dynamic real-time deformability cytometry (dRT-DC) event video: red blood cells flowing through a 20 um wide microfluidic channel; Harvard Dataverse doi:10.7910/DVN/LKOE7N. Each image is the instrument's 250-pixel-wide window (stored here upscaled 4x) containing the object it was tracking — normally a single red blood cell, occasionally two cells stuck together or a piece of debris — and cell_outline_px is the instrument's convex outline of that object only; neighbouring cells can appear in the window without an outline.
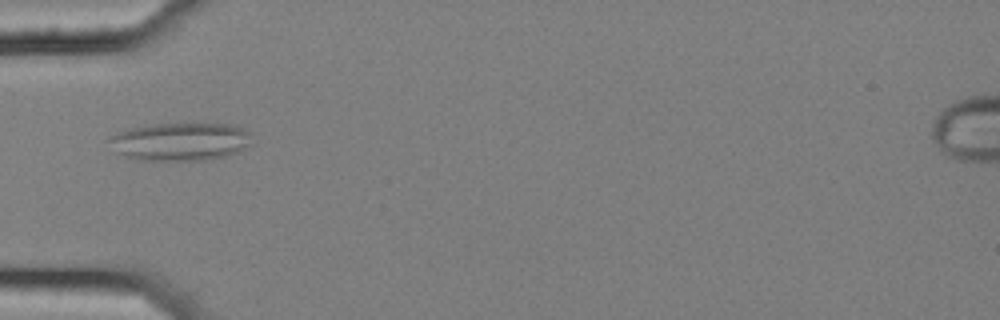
{"species": "common noctule bat (a hibernating species)", "species_latin": "Nyctalus noctula", "temperature_condition": "cold", "stored_images_in_passage": 7, "camera_frame_rate_fps": 3000, "um_per_image_px": 0.085, "animal": {"sex": "female", "body_mass_g": 25.1}, "frame": {"image": 1, "passage_image": 5, "time_ms": 1.333, "image_size_px": [1000, 320], "cell_outline_px": [[252, 144], [236, 152], [224, 156], [204, 160], [140, 160], [116, 152], [104, 140], [128, 128], [152, 124], [228, 124], [252, 132]], "centroid_in_image_um": [15.32, 12.03], "position_along_channel_um": 69.7, "area_um2": 31.62}}